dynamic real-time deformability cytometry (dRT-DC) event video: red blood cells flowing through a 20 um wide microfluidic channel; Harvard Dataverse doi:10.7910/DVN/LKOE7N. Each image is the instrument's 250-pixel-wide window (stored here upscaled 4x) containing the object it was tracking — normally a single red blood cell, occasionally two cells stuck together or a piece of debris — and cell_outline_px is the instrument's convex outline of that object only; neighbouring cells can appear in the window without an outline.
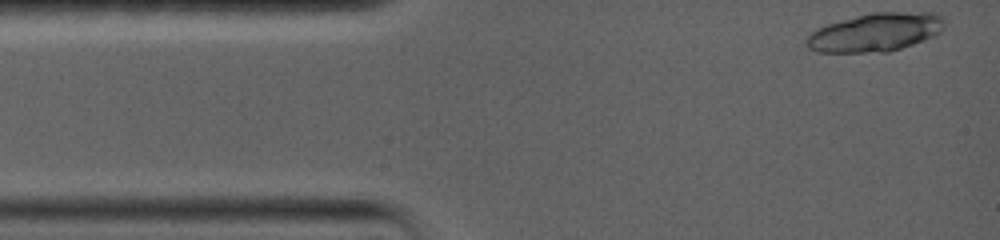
{"species": "common noctule bat (a hibernating species)", "species_latin": "Nyctalus noctula", "temperature_condition": "warm", "stored_images_in_passage": 7, "camera_frame_rate_fps": 5000, "um_per_image_px": 0.085, "animal": {"sex": "female", "body_mass_g": 19.0, "forearm_length_mm": 56.7}, "frame": {"image": 1, "passage_image": 1, "time_ms": 0.0, "image_size_px": [1000, 240], "cell_outline_px": [[944, 24], [940, 32], [936, 36], [888, 52], [816, 52], [808, 48], [804, 40], [816, 28], [828, 24], [872, 12], [936, 12], [944, 16]], "centroid_in_image_um": [74.44, 2.74], "position_along_channel_um": 10.6, "area_um2": 30.98}}